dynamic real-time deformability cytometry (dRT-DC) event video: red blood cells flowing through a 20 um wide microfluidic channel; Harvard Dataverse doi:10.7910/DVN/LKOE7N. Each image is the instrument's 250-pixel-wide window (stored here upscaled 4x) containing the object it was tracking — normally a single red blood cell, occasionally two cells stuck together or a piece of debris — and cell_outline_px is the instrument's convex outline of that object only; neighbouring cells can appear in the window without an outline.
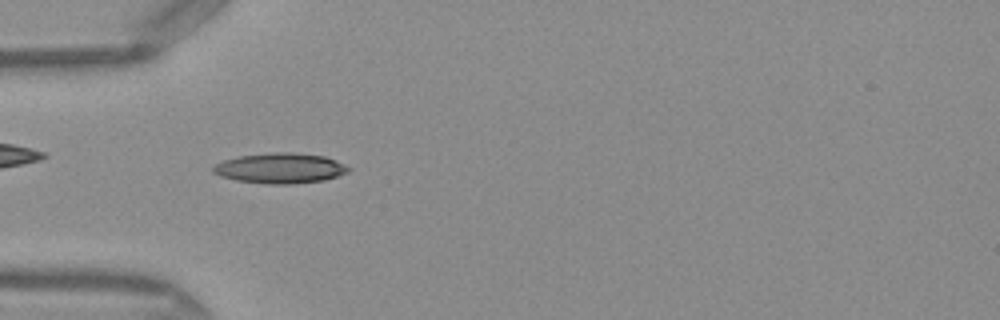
{"species": "Egyptian fruit bat (a non-hibernating species)", "species_latin": "Rousettus aegyptiacus", "temperature_condition": "warm", "stored_images_in_passage": 49, "camera_frame_rate_fps": 3000, "um_per_image_px": 0.085, "frame": {"image": 1, "passage_image": 15, "time_ms": 4.667, "image_size_px": [1000, 320], "cell_outline_px": [[352, 168], [348, 172], [324, 180], [292, 184], [268, 184], [236, 180], [220, 176], [212, 172], [212, 168], [216, 164], [224, 160], [240, 156], [276, 152], [292, 152], [324, 156], [336, 160]], "centroid_in_image_um": [23.83, 14.3], "position_along_channel_um": 61.2, "area_um2": 23.81}}
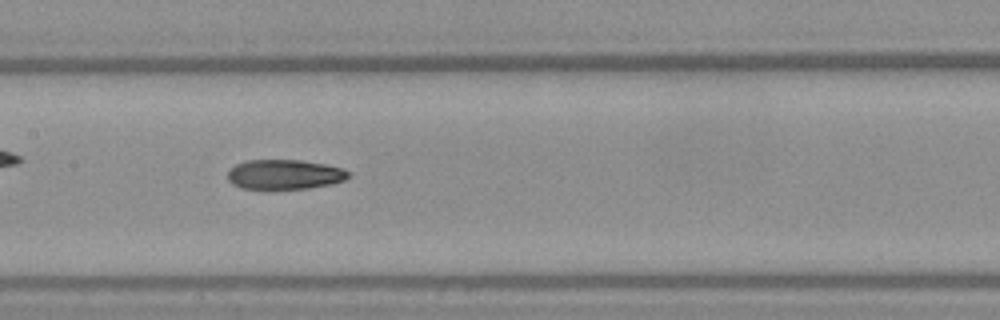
{"frame": {"image": 2, "passage_image": 24, "time_ms": 7.667, "image_size_px": [1000, 320], "cell_outline_px": [[352, 176], [344, 180], [332, 184], [308, 188], [240, 188], [232, 184], [228, 180], [228, 172], [236, 164], [248, 160], [300, 160], [324, 164], [344, 168], [352, 172]], "centroid_in_image_um": [24.24, 14.82], "position_along_channel_um": 183.2, "area_um2": 20.92}}
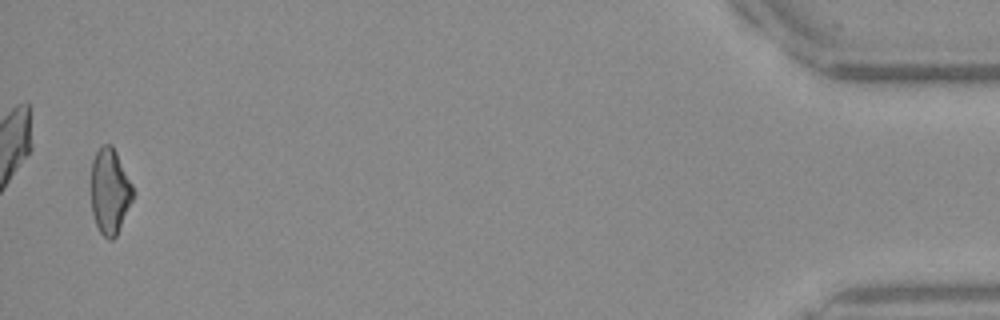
{"frame": {"image": 3, "passage_image": 48, "time_ms": 15.667, "image_size_px": [1000, 320], "cell_outline_px": [[136, 192], [116, 236], [112, 240], [108, 240], [100, 232], [96, 224], [92, 212], [92, 160], [96, 152], [104, 144], [112, 144]], "centroid_in_image_um": [9.35, 16.27], "position_along_channel_um": 425.8, "area_um2": 20.75}, "authors_computed_cell_mechanics": {"area_um2": 21.4438, "velocity_mm_per_s": 4.1175, "shape_relaxation_time_tau1_ms": null, "shape_relaxation_time_tau2_ms": 4.8263, "deformation_change_tau1": null, "deformation_change_tau2": 0.1313}}